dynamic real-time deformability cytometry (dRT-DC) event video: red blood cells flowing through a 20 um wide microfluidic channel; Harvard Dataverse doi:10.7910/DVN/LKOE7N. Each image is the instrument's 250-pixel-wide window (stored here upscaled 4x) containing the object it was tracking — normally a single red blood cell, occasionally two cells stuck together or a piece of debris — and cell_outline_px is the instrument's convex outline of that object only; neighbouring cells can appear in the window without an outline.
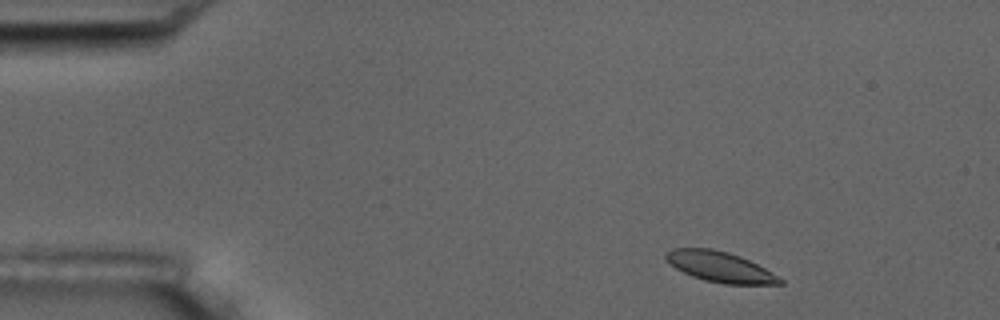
{"species": "common noctule bat (a hibernating species)", "species_latin": "Nyctalus noctula", "temperature_condition": "room temperature", "stored_images_in_passage": 3, "camera_frame_rate_fps": 3000, "um_per_image_px": 0.085, "animal": {"sex": "male", "body_mass_g": 17.5, "forearm_length_mm": 52.3}, "frame": {"image": 1, "passage_image": 1, "time_ms": 0.0, "image_size_px": [1000, 320], "cell_outline_px": [[784, 284], [724, 284], [704, 280], [692, 276], [676, 268], [664, 256], [664, 252], [672, 248], [712, 248], [728, 252], [740, 256], [764, 268], [784, 280]], "centroid_in_image_um": [61.19, 22.68], "position_along_channel_um": 23.8, "area_um2": 20.06}}